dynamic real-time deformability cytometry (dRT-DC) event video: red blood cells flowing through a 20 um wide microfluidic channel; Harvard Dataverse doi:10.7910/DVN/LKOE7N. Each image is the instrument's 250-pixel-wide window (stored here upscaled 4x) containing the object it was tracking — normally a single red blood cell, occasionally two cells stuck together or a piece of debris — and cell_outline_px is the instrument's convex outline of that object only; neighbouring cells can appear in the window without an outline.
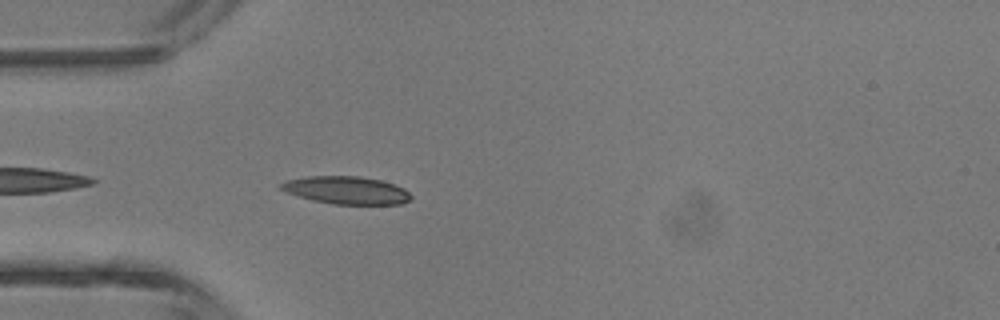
{"species": "common noctule bat (a hibernating species)", "species_latin": "Nyctalus noctula", "temperature_condition": "room temperature", "stored_images_in_passage": 2, "camera_frame_rate_fps": 3000, "um_per_image_px": 0.085, "animal": {"sex": "male", "body_mass_g": 13.3}, "frame": {"image": 1, "passage_image": 2, "time_ms": 1.333, "image_size_px": [1000, 320], "cell_outline_px": [[412, 196], [408, 200], [400, 204], [332, 204], [312, 200], [288, 192], [280, 188], [280, 184], [288, 180], [308, 176], [360, 176], [380, 180], [404, 188]], "centroid_in_image_um": [29.46, 16.17], "position_along_channel_um": 55.5, "area_um2": 20.69}}